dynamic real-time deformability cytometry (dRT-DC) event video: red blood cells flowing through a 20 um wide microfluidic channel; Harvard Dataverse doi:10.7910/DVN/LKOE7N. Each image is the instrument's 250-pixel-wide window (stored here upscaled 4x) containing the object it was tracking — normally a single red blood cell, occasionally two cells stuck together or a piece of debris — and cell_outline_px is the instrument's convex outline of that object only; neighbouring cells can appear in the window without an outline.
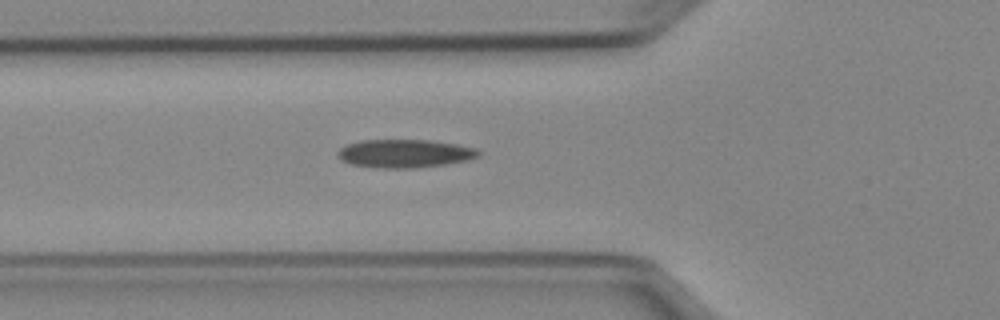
{"species": "Egyptian fruit bat (a non-hibernating species)", "species_latin": "Rousettus aegyptiacus", "temperature_condition": "cold", "stored_images_in_passage": 34, "camera_frame_rate_fps": 3000, "um_per_image_px": 0.085, "animal": {"sex": "female"}, "frame": {"image": 1, "passage_image": 6, "time_ms": 1.667, "image_size_px": [1000, 320], "cell_outline_px": [[480, 156], [468, 160], [444, 164], [416, 168], [380, 168], [352, 164], [340, 160], [340, 148], [348, 144], [360, 140], [432, 140], [456, 144], [476, 148], [480, 152]], "centroid_in_image_um": [34.44, 13.04], "position_along_channel_um": 91.4, "area_um2": 23.06}}
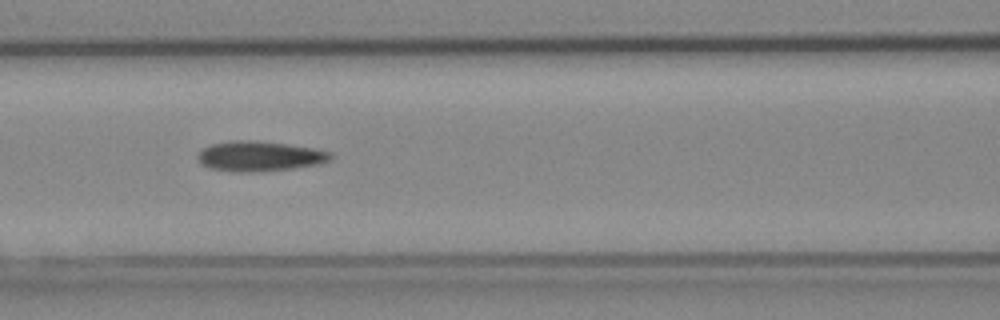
{"frame": {"image": 2, "passage_image": 10, "time_ms": 3.0, "image_size_px": [1000, 320], "cell_outline_px": [[332, 160], [316, 164], [292, 168], [252, 172], [232, 172], [208, 168], [196, 156], [204, 148], [212, 144], [232, 140], [248, 140], [284, 144], [312, 148], [332, 152]], "centroid_in_image_um": [22.05, 13.28], "position_along_channel_um": 144.5, "area_um2": 22.95}, "authors_computed_cell_mechanics": {"area_um2": 22.0507, "velocity_mm_per_s": 3.9631, "shape_relaxation_time_tau1_ms": null, "shape_relaxation_time_tau2_ms": 7.9976, "deformation_change_tau1": null, "deformation_change_tau2": 0.1949}}